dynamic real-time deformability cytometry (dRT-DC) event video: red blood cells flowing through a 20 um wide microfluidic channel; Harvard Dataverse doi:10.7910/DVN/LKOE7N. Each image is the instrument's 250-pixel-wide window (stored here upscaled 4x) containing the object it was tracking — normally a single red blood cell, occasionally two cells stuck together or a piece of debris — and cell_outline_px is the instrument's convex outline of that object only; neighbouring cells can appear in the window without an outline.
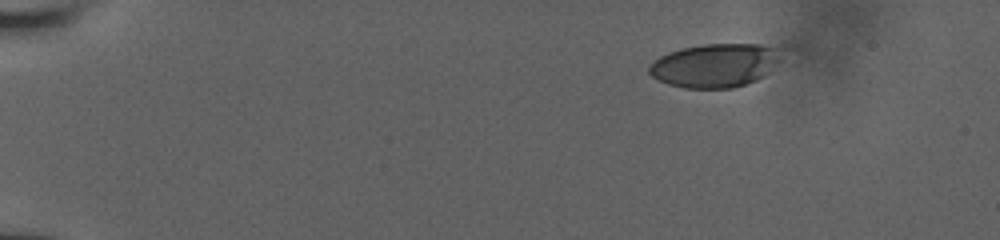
{"species": "human", "species_latin": "Homo sapiens", "temperature_condition": "room temperature", "stored_images_in_passage": 12, "camera_frame_rate_fps": 3000, "um_per_image_px": 0.085, "donor": {"sex": "male"}, "frame": {"image": 1, "passage_image": 1, "time_ms": 0.0, "image_size_px": [1000, 240], "cell_outline_px": [[780, 60], [756, 80], [732, 88], [684, 88], [668, 84], [652, 76], [648, 72], [648, 68], [660, 56], [668, 52], [680, 48], [704, 44], [760, 44], [772, 48]], "centroid_in_image_um": [60.68, 5.56], "position_along_channel_um": 24.3, "area_um2": 32.83}}
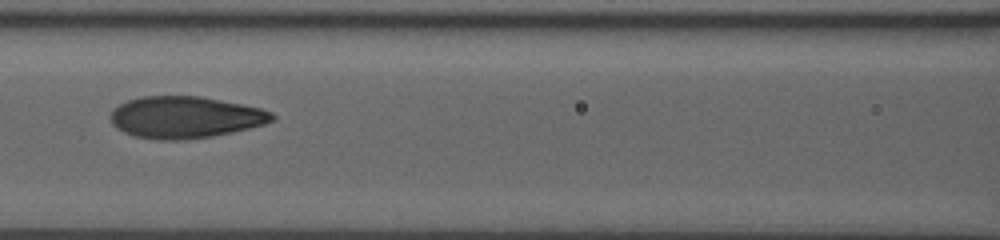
{"frame": {"image": 2, "passage_image": 9, "time_ms": 6.333, "image_size_px": [1000, 240], "cell_outline_px": [[276, 120], [264, 124], [232, 132], [212, 136], [184, 140], [160, 140], [136, 136], [124, 132], [116, 128], [112, 124], [108, 116], [112, 108], [128, 100], [140, 96], [200, 96], [260, 108], [272, 112], [276, 116]], "centroid_in_image_um": [15.71, 9.96], "position_along_channel_um": 150.9, "area_um2": 39.48}}
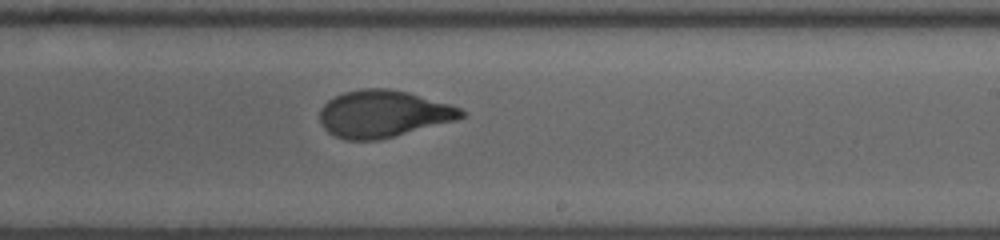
{"frame": {"image": 3, "passage_image": 12, "time_ms": 9.0, "image_size_px": [1000, 240], "cell_outline_px": [[468, 112], [464, 116], [456, 120], [380, 140], [344, 140], [328, 132], [324, 128], [320, 120], [320, 108], [328, 100], [344, 92], [360, 88], [388, 88], [408, 92], [448, 104], [460, 108]], "centroid_in_image_um": [32.56, 9.68], "position_along_channel_um": 256.4, "area_um2": 38.78}}